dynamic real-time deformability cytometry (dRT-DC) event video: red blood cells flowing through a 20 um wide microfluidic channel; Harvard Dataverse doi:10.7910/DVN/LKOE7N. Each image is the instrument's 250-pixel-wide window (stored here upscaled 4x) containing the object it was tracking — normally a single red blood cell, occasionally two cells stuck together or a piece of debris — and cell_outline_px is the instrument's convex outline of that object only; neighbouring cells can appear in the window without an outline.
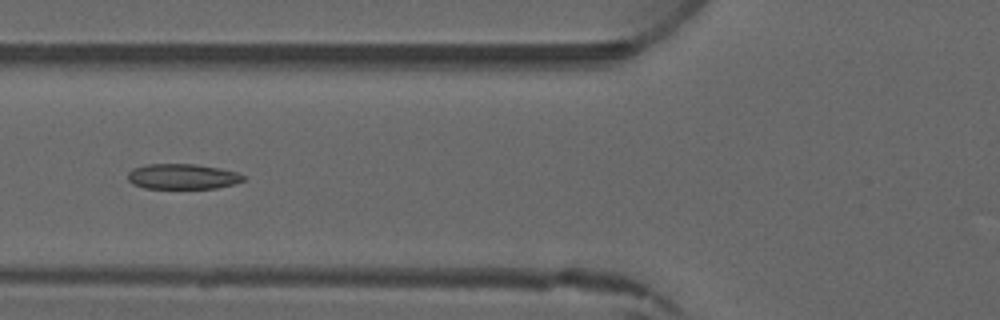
{"species": "common noctule bat (a hibernating species)", "species_latin": "Nyctalus noctula", "temperature_condition": "warm", "stored_images_in_passage": 6, "camera_frame_rate_fps": 3000, "um_per_image_px": 0.085, "animal": {"sex": "male", "forearm_length_mm": 52.5}, "frame": {"image": 1, "passage_image": 5, "time_ms": 4.667, "image_size_px": [1000, 320], "cell_outline_px": [[248, 180], [216, 188], [144, 188], [132, 184], [128, 180], [128, 172], [132, 168], [148, 164], [196, 164], [220, 168], [236, 172], [248, 176]], "centroid_in_image_um": [15.54, 15.0], "position_along_channel_um": 110.3, "area_um2": 17.22}}
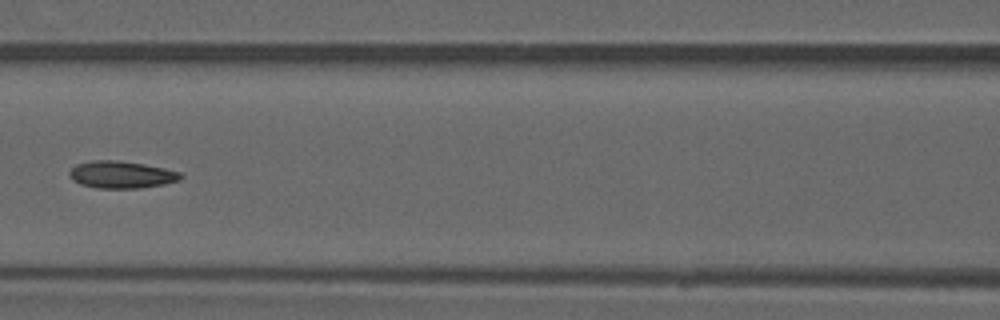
{"frame": {"image": 2, "passage_image": 6, "time_ms": 5.667, "image_size_px": [1000, 320], "cell_outline_px": [[184, 176], [180, 180], [164, 184], [140, 188], [96, 188], [80, 184], [72, 180], [68, 176], [68, 172], [76, 164], [92, 160], [116, 160], [144, 164], [164, 168], [180, 172]], "centroid_in_image_um": [10.3, 14.84], "position_along_channel_um": 156.3, "area_um2": 17.74}}